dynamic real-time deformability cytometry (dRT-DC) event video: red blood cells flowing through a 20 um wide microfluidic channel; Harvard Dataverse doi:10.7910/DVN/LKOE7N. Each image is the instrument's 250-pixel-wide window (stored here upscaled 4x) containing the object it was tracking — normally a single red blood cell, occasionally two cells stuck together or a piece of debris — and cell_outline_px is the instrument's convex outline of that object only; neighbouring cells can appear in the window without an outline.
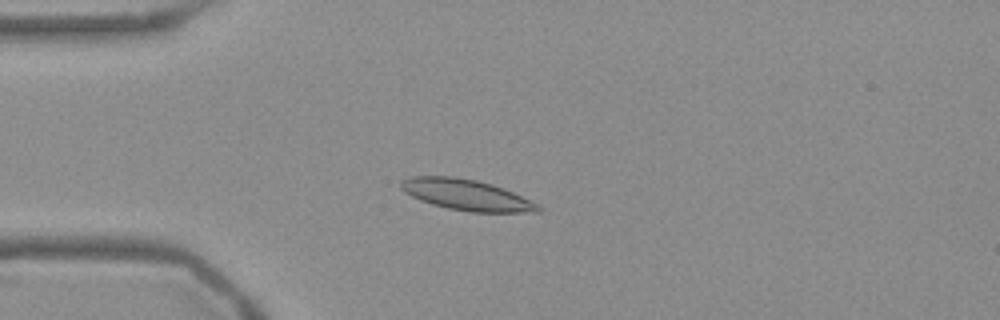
{"species": "Egyptian fruit bat (a non-hibernating species)", "species_latin": "Rousettus aegyptiacus", "temperature_condition": "warm", "stored_images_in_passage": 29, "camera_frame_rate_fps": 3000, "um_per_image_px": 0.085, "frame": {"image": 1, "passage_image": 13, "time_ms": 4.0, "image_size_px": [1000, 320], "cell_outline_px": [[544, 208], [540, 212], [468, 212], [448, 208], [432, 204], [420, 200], [404, 192], [400, 188], [400, 180], [412, 176], [456, 176], [476, 180], [492, 184], [504, 188], [540, 204]], "centroid_in_image_um": [39.67, 16.56], "position_along_channel_um": 45.3, "area_um2": 24.97}}
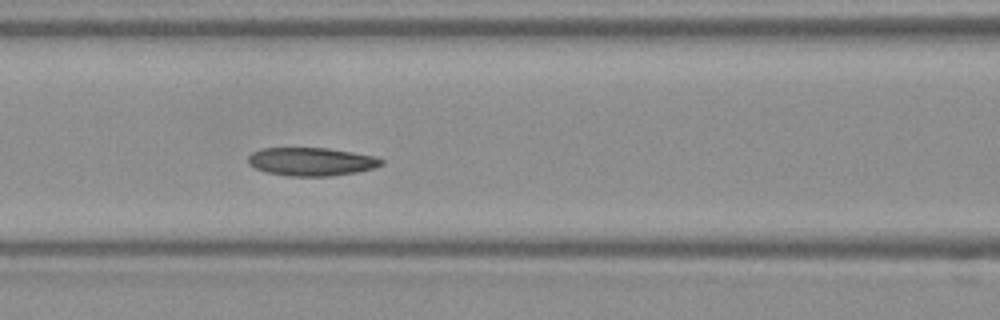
{"frame": {"image": 2, "passage_image": 22, "time_ms": 7.0, "image_size_px": [1000, 320], "cell_outline_px": [[384, 164], [376, 168], [356, 172], [332, 176], [288, 176], [268, 172], [256, 168], [248, 164], [248, 156], [252, 152], [260, 148], [328, 148], [376, 156], [384, 160]], "centroid_in_image_um": [26.5, 13.73], "position_along_channel_um": 140.1, "area_um2": 22.08}}
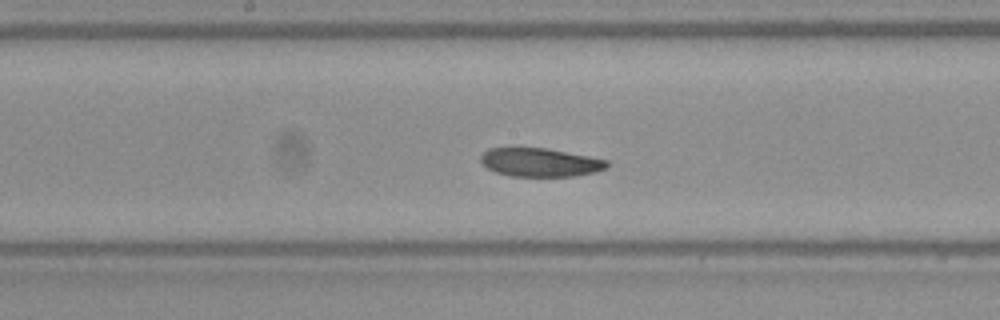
{"frame": {"image": 3, "passage_image": 27, "time_ms": 8.667, "image_size_px": [1000, 320], "cell_outline_px": [[612, 164], [608, 168], [596, 172], [572, 176], [512, 176], [496, 172], [488, 168], [480, 160], [480, 156], [488, 148], [548, 148], [608, 160]], "centroid_in_image_um": [45.96, 13.8], "position_along_channel_um": 202.2, "area_um2": 21.04}}